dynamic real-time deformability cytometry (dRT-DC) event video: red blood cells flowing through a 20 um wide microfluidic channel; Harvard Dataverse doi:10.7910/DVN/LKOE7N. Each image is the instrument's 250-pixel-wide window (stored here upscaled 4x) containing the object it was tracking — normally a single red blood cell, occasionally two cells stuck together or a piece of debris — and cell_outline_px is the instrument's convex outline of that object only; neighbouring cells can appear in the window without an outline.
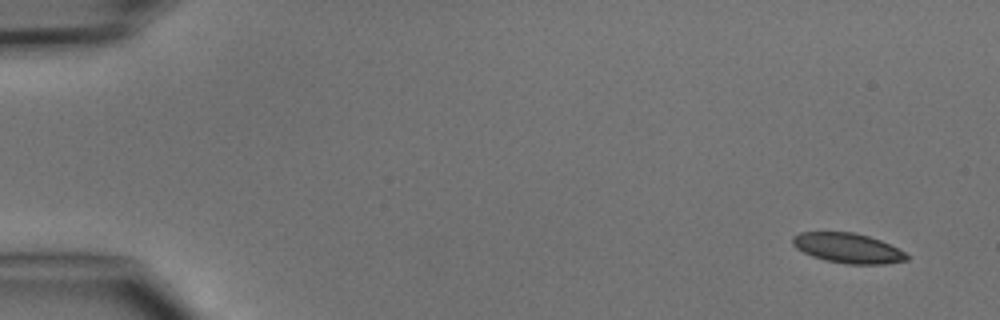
{"species": "common noctule bat (a hibernating species)", "species_latin": "Nyctalus noctula", "temperature_condition": "cold", "stored_images_in_passage": 4, "camera_frame_rate_fps": 3000, "um_per_image_px": 0.085, "animal": {"sex": "male", "body_mass_g": 15.6}, "frame": {"image": 1, "passage_image": 1, "time_ms": 0.0, "image_size_px": [1000, 320], "cell_outline_px": [[908, 260], [884, 264], [844, 264], [824, 260], [812, 256], [796, 248], [792, 244], [792, 236], [800, 232], [852, 232], [868, 236], [880, 240], [904, 252], [908, 256]], "centroid_in_image_um": [72.03, 21.09], "position_along_channel_um": 13.0, "area_um2": 19.83}}
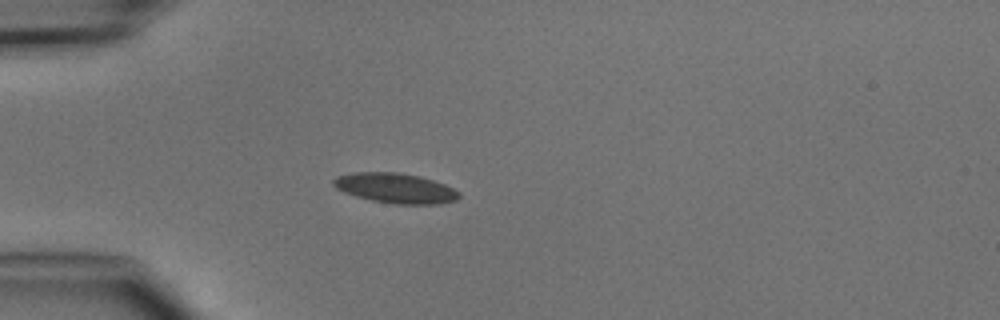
{"frame": {"image": 2, "passage_image": 4, "time_ms": 3.667, "image_size_px": [1000, 320], "cell_outline_px": [[460, 196], [456, 200], [440, 204], [396, 204], [372, 200], [356, 196], [344, 192], [336, 188], [332, 184], [332, 180], [336, 176], [356, 172], [396, 172], [420, 176], [444, 184], [460, 192]], "centroid_in_image_um": [33.61, 15.99], "position_along_channel_um": 51.4, "area_um2": 21.91}}